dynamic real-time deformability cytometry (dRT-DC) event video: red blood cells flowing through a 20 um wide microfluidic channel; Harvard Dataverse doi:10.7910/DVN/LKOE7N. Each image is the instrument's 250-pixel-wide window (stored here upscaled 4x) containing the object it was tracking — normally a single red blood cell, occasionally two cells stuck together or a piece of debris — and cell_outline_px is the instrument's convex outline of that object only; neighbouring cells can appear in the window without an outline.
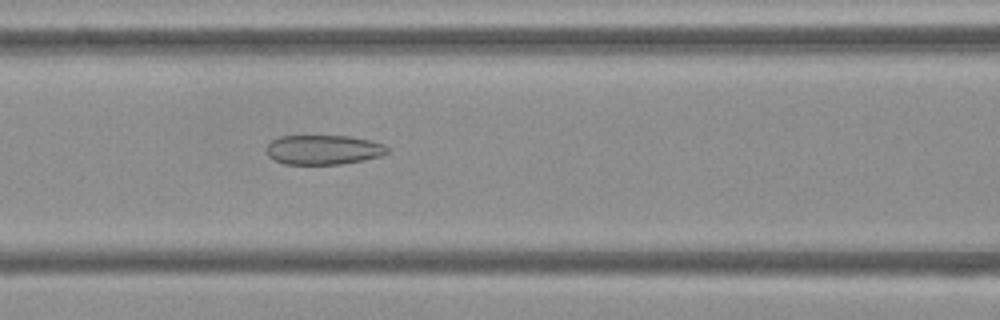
{"species": "Egyptian fruit bat (a non-hibernating species)", "species_latin": "Rousettus aegyptiacus", "temperature_condition": "cold", "stored_images_in_passage": 53, "camera_frame_rate_fps": 3000, "um_per_image_px": 0.085, "frame": {"image": 1, "passage_image": 22, "time_ms": 7.0, "image_size_px": [1000, 320], "cell_outline_px": [[388, 152], [380, 156], [364, 160], [340, 164], [284, 164], [268, 156], [264, 148], [272, 140], [280, 136], [348, 136], [372, 140], [384, 144], [388, 148]], "centroid_in_image_um": [27.48, 12.72], "position_along_channel_um": 139.1, "area_um2": 20.92}}
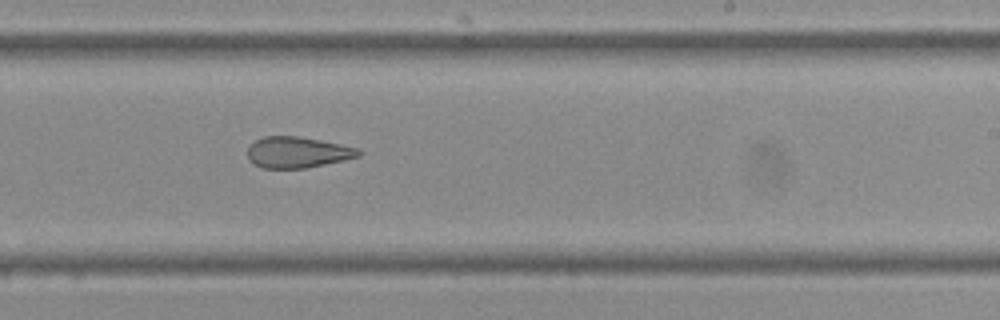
{"frame": {"image": 2, "passage_image": 32, "time_ms": 10.333, "image_size_px": [1000, 320], "cell_outline_px": [[360, 156], [344, 160], [304, 168], [264, 168], [252, 164], [248, 160], [248, 148], [256, 140], [264, 136], [296, 136], [320, 140], [360, 148]], "centroid_in_image_um": [25.27, 12.95], "position_along_channel_um": 263.7, "area_um2": 20.0}}
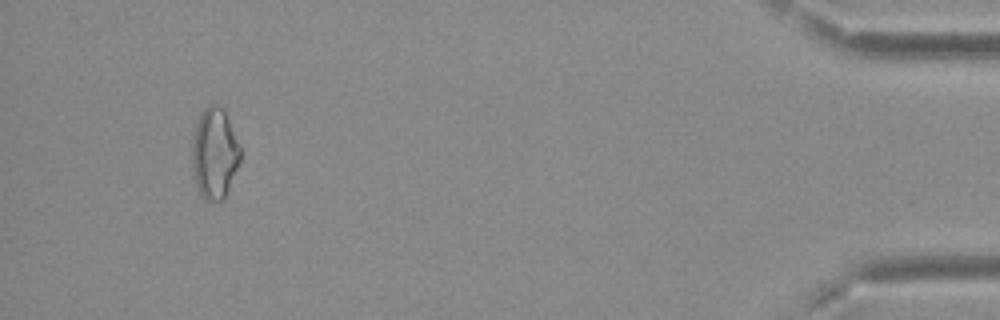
{"frame": {"image": 3, "passage_image": 50, "time_ms": 16.333, "image_size_px": [1000, 320], "cell_outline_px": [[240, 160], [224, 200], [204, 200], [196, 184], [192, 168], [192, 140], [196, 124], [200, 112], [208, 104], [216, 104], [224, 108], [240, 144]], "centroid_in_image_um": [18.23, 13.0], "position_along_channel_um": 417.0, "area_um2": 25.72}, "authors_computed_cell_mechanics": {"area_um2": 24.0448, "velocity_mm_per_s": 3.7482, "shape_relaxation_time_tau1_ms": null, "shape_relaxation_time_tau2_ms": 3.2196, "deformation_change_tau1": null, "deformation_change_tau2": 0.1095}}